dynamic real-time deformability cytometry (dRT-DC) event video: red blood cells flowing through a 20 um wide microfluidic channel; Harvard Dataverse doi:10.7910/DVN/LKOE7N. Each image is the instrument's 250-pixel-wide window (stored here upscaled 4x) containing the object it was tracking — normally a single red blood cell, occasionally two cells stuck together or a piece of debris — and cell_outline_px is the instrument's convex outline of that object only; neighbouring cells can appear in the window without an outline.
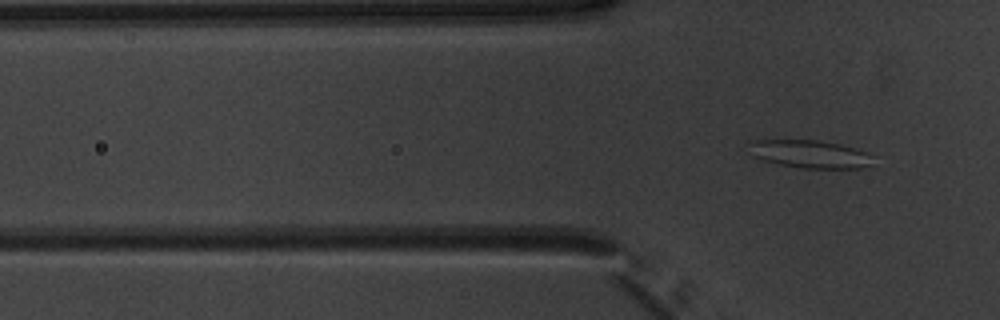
{"species": "common noctule bat (a hibernating species)", "species_latin": "Nyctalus noctula", "temperature_condition": "warm", "stored_images_in_passage": 6, "camera_frame_rate_fps": 3000, "um_per_image_px": 0.085, "animal": {"sex": "male", "body_mass_g": 20.1, "forearm_length_mm": 53.5}, "frame": {"image": 1, "passage_image": 6, "time_ms": 1.667, "image_size_px": [1000, 320], "cell_outline_px": [[872, 164], [860, 168], [800, 168], [780, 164], [764, 160], [756, 156], [748, 144], [752, 140], [820, 140], [840, 144], [856, 148], [868, 152], [872, 156]], "centroid_in_image_um": [68.91, 13.09], "position_along_channel_um": 56.9, "area_um2": 20.0}}